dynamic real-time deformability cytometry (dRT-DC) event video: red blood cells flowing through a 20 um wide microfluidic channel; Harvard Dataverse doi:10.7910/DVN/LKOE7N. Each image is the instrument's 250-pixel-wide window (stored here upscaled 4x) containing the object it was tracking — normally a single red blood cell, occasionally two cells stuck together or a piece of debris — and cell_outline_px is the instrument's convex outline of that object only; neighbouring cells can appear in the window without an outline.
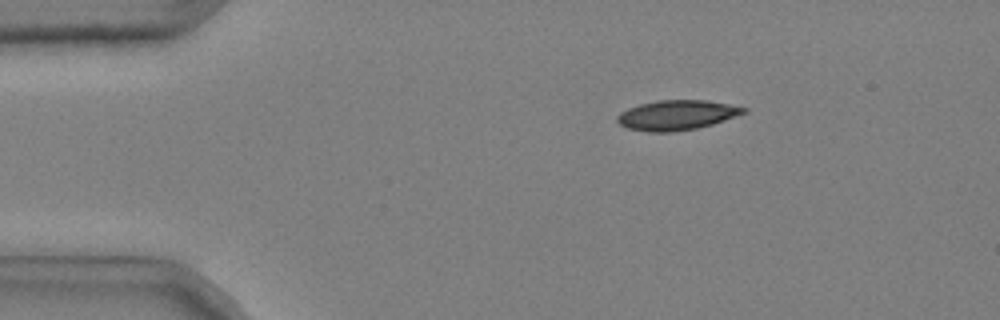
{"species": "common noctule bat (a hibernating species)", "species_latin": "Nyctalus noctula", "temperature_condition": "cold", "stored_images_in_passage": 42, "camera_frame_rate_fps": 3000, "um_per_image_px": 0.085, "animal": {"sex": "male", "body_mass_g": 20.4}, "frame": {"image": 1, "passage_image": 2, "time_ms": 0.333, "image_size_px": [1000, 320], "cell_outline_px": [[748, 112], [712, 124], [696, 128], [668, 132], [648, 132], [628, 128], [620, 124], [616, 120], [616, 116], [620, 112], [628, 108], [640, 104], [656, 100], [704, 100], [728, 104], [748, 108]], "centroid_in_image_um": [57.51, 9.78], "position_along_channel_um": 27.5, "area_um2": 21.91}}
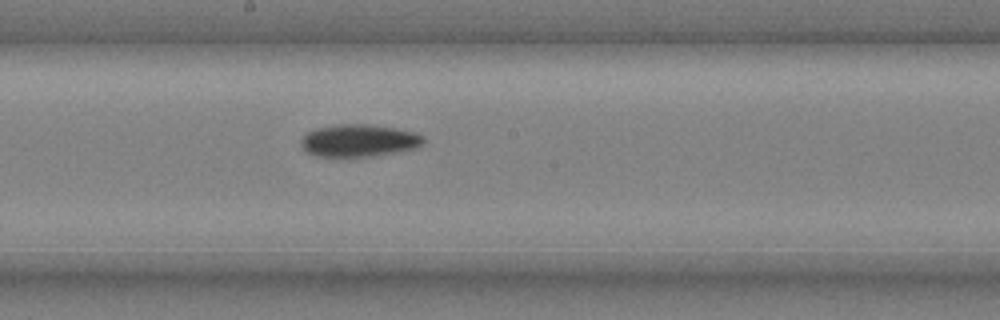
{"frame": {"image": 2, "passage_image": 22, "time_ms": 7.0, "image_size_px": [1000, 320], "cell_outline_px": [[424, 144], [420, 148], [400, 152], [376, 156], [316, 156], [308, 152], [300, 144], [300, 140], [308, 132], [316, 128], [336, 124], [368, 124], [396, 128], [416, 132], [424, 136]], "centroid_in_image_um": [30.59, 11.95], "position_along_channel_um": 217.6, "area_um2": 23.41}}
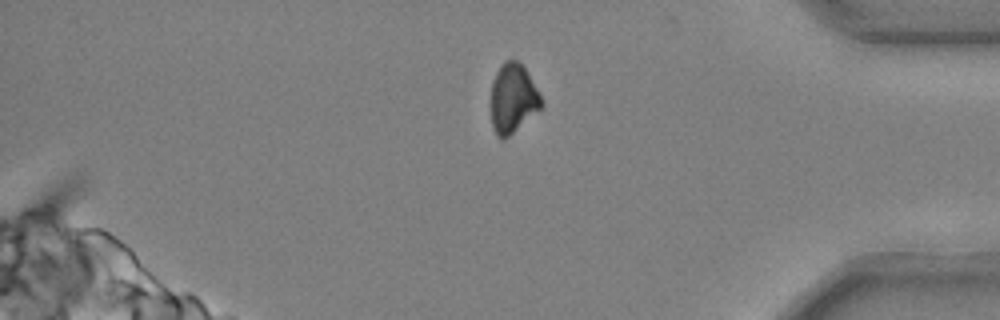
{"frame": {"image": 3, "passage_image": 38, "time_ms": 12.333, "image_size_px": [1000, 320], "cell_outline_px": [[544, 108], [504, 140], [500, 140], [496, 136], [492, 128], [492, 80], [500, 64], [504, 60], [516, 60], [524, 68], [536, 88], [544, 104]], "centroid_in_image_um": [43.61, 8.42], "position_along_channel_um": 391.6, "area_um2": 20.52}, "authors_computed_cell_mechanics": {"area_um2": 22.8599, "velocity_mm_per_s": 3.7021, "shape_relaxation_time_tau1_ms": 5.0867, "shape_relaxation_time_tau2_ms": null, "deformation_change_tau1": 0.136, "deformation_change_tau2": null}}